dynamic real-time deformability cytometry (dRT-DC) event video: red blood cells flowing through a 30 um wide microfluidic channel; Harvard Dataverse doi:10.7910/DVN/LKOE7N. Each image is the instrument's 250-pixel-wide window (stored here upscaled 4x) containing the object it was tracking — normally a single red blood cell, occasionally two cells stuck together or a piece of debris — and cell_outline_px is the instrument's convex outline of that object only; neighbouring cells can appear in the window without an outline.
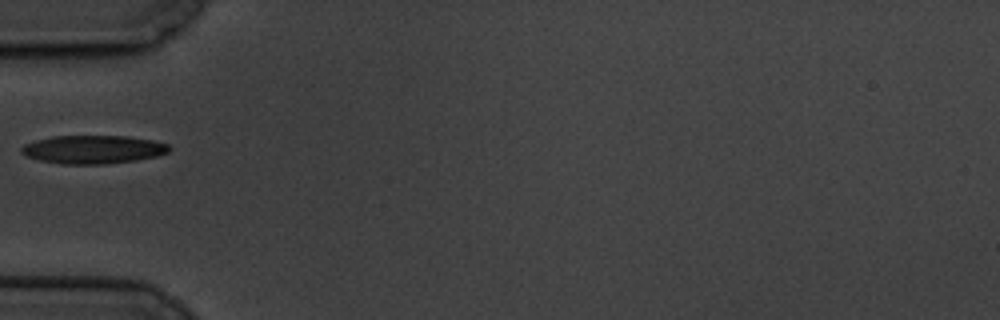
{"species": "common noctule bat (a hibernating species)", "species_latin": "Nyctalus noctula", "temperature_condition": "cold", "stored_images_in_passage": 1, "camera_frame_rate_fps": 3000, "um_per_image_px": 0.085, "animal": {"sex": "male", "body_mass_g": 19.5, "forearm_length_mm": 54.6}, "frame": {"image": 1, "passage_image": 1, "time_ms": 0.0, "image_size_px": [1000, 320], "cell_outline_px": [[168, 152], [156, 156], [136, 160], [104, 164], [60, 164], [40, 160], [28, 156], [20, 152], [20, 148], [24, 144], [36, 140], [52, 136], [124, 136], [152, 140], [168, 144]], "centroid_in_image_um": [7.87, 12.7], "position_along_channel_um": 77.1, "area_um2": 24.22}}